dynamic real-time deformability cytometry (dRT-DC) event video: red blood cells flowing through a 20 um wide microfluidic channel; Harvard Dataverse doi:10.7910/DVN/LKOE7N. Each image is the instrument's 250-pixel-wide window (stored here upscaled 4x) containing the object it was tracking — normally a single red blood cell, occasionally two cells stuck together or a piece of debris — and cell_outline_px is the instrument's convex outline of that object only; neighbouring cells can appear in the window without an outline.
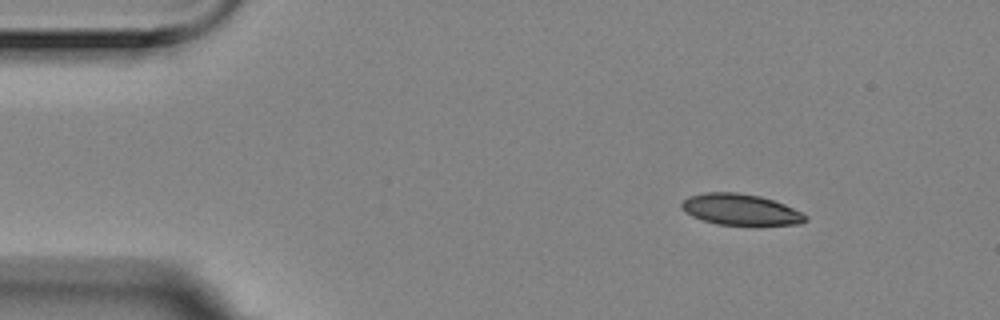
{"species": "Egyptian fruit bat (a non-hibernating species)", "species_latin": "Rousettus aegyptiacus", "temperature_condition": "room temperature", "stored_images_in_passage": 6, "camera_frame_rate_fps": 3000, "um_per_image_px": 0.085, "animal": {"sex": "female"}, "frame": {"image": 1, "passage_image": 2, "time_ms": 0.333, "image_size_px": [1000, 320], "cell_outline_px": [[808, 220], [800, 224], [756, 228], [716, 224], [692, 216], [684, 212], [680, 208], [680, 204], [688, 196], [704, 192], [736, 192], [760, 196], [784, 204], [808, 216]], "centroid_in_image_um": [62.97, 17.86], "position_along_channel_um": 22.0, "area_um2": 23.47}}
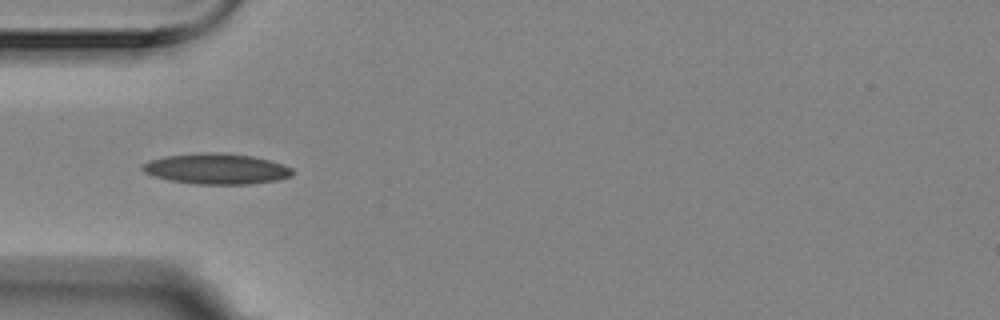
{"frame": {"image": 2, "passage_image": 5, "time_ms": 1.333, "image_size_px": [1000, 320], "cell_outline_px": [[292, 176], [276, 180], [248, 184], [196, 184], [168, 180], [144, 172], [140, 168], [140, 164], [164, 156], [204, 152], [220, 152], [252, 156], [284, 164], [292, 168]], "centroid_in_image_um": [18.38, 14.34], "position_along_channel_um": 66.6, "area_um2": 26.76}}
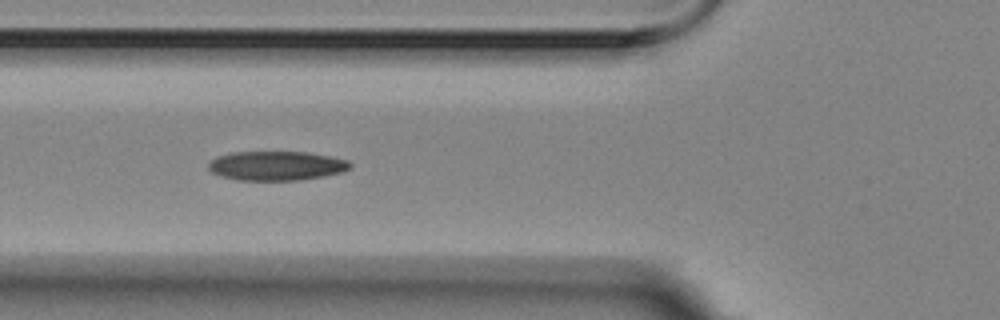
{"frame": {"image": 3, "passage_image": 6, "time_ms": 1.667, "image_size_px": [1000, 320], "cell_outline_px": [[352, 168], [344, 172], [324, 176], [300, 180], [236, 180], [220, 176], [212, 172], [208, 168], [208, 164], [216, 156], [232, 152], [308, 152], [332, 156], [348, 160], [352, 164]], "centroid_in_image_um": [23.53, 14.09], "position_along_channel_um": 102.3, "area_um2": 24.45}}